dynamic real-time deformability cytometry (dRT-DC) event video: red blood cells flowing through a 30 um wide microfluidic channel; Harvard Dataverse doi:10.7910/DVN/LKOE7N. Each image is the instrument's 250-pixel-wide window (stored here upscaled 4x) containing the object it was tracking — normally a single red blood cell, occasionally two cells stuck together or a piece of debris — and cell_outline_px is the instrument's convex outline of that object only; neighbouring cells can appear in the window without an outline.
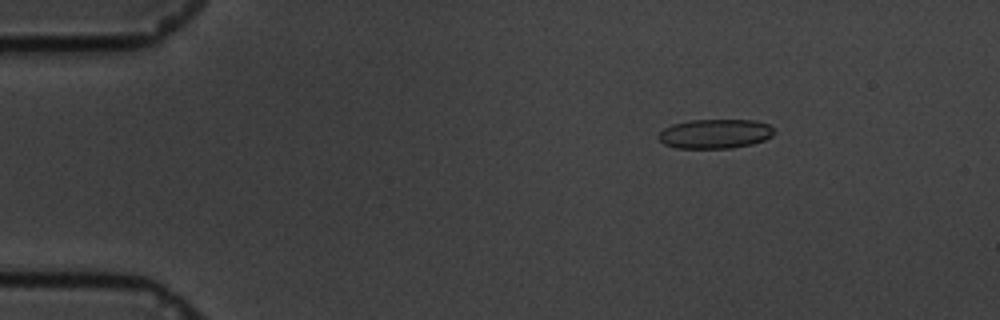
{"species": "common noctule bat (a hibernating species)", "species_latin": "Nyctalus noctula", "temperature_condition": "cold", "stored_images_in_passage": 60, "camera_frame_rate_fps": 3000, "um_per_image_px": 0.085, "animal": {"sex": "male", "body_mass_g": 19.5, "forearm_length_mm": 54.6}, "frame": {"image": 1, "passage_image": 9, "time_ms": 2.667, "image_size_px": [1000, 320], "cell_outline_px": [[776, 132], [772, 136], [764, 140], [752, 144], [732, 148], [676, 148], [664, 144], [656, 136], [664, 128], [672, 124], [692, 120], [756, 120], [768, 124]], "centroid_in_image_um": [60.78, 11.37], "position_along_channel_um": 24.2, "area_um2": 19.88}}
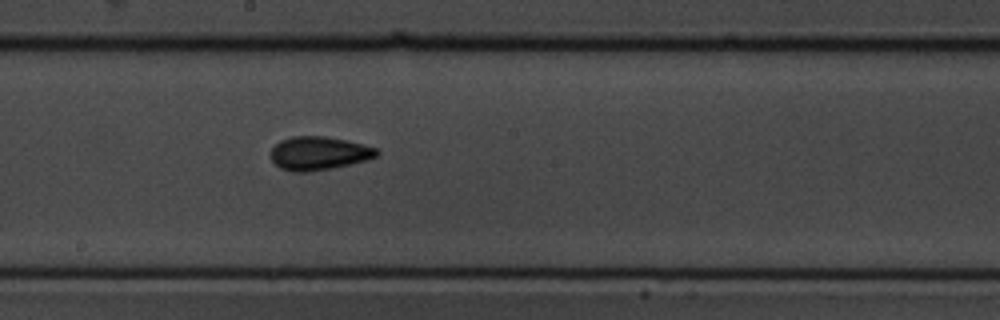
{"frame": {"image": 2, "passage_image": 33, "time_ms": 10.667, "image_size_px": [1000, 320], "cell_outline_px": [[380, 152], [376, 156], [368, 160], [332, 168], [308, 172], [292, 172], [280, 168], [272, 160], [272, 148], [280, 140], [292, 136], [324, 136], [344, 140], [376, 148]], "centroid_in_image_um": [27.09, 13.04], "position_along_channel_um": 221.1, "area_um2": 20.52}}
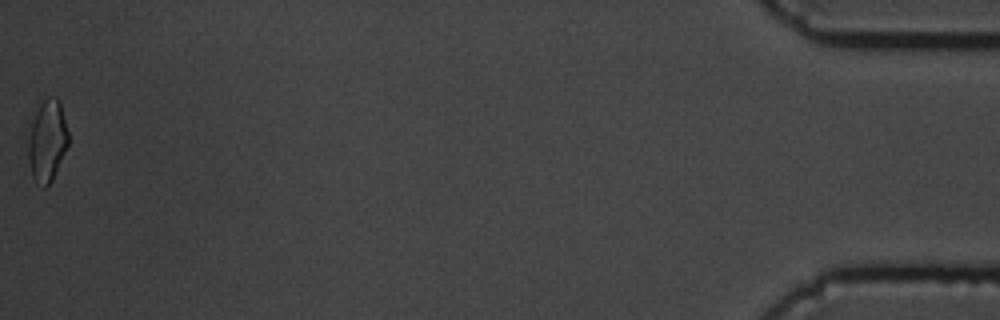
{"frame": {"image": 3, "passage_image": 60, "time_ms": 19.667, "image_size_px": [1000, 320], "cell_outline_px": [[68, 144], [52, 180], [44, 188], [36, 184], [32, 176], [28, 160], [24, 132], [24, 128], [36, 100], [56, 96], [60, 104], [68, 132]], "centroid_in_image_um": [3.88, 11.85], "position_along_channel_um": 431.3, "area_um2": 20.63}, "authors_computed_cell_mechanics": {"area_um2": 19.4208, "velocity_mm_per_s": 3.3757, "shape_relaxation_time_tau1_ms": 4.5164, "shape_relaxation_time_tau2_ms": 2.5996, "deformation_change_tau1": 0.0936, "deformation_change_tau2": 0.093}}